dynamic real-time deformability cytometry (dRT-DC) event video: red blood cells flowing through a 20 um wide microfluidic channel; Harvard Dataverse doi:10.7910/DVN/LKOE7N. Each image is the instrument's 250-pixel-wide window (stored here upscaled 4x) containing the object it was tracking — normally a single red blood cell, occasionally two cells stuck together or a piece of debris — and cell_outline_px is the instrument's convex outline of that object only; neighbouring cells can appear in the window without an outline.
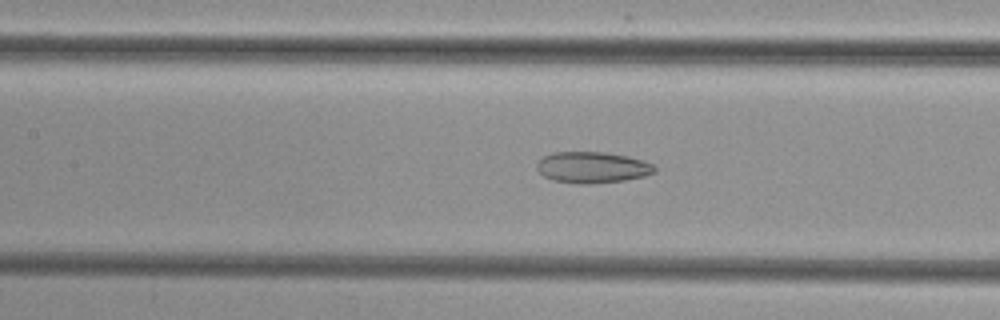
{"species": "common noctule bat (a hibernating species)", "species_latin": "Nyctalus noctula", "temperature_condition": "cold", "stored_images_in_passage": 36, "camera_frame_rate_fps": 3000, "um_per_image_px": 0.085, "animal": {"sex": "female", "body_mass_g": 29.2, "forearm_length_mm": 56.3}, "frame": {"image": 1, "passage_image": 17, "time_ms": 5.333, "image_size_px": [1000, 320], "cell_outline_px": [[656, 172], [644, 176], [624, 180], [588, 184], [580, 184], [552, 180], [544, 176], [536, 168], [536, 164], [544, 156], [552, 152], [608, 152], [628, 156], [644, 160], [652, 164], [656, 168]], "centroid_in_image_um": [50.36, 14.22], "position_along_channel_um": 157.0, "area_um2": 21.5}}
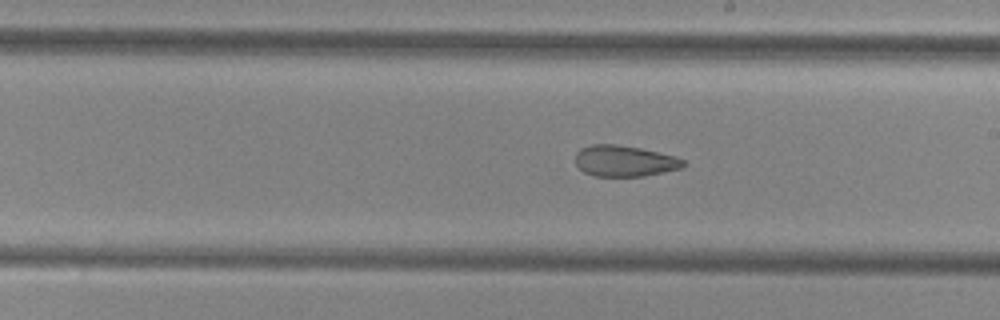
{"frame": {"image": 2, "passage_image": 23, "time_ms": 7.333, "image_size_px": [1000, 320], "cell_outline_px": [[684, 168], [644, 176], [596, 176], [584, 172], [576, 164], [576, 152], [580, 148], [592, 144], [616, 144], [640, 148], [672, 156], [684, 160]], "centroid_in_image_um": [53.06, 13.68], "position_along_channel_um": 235.9, "area_um2": 19.42}}
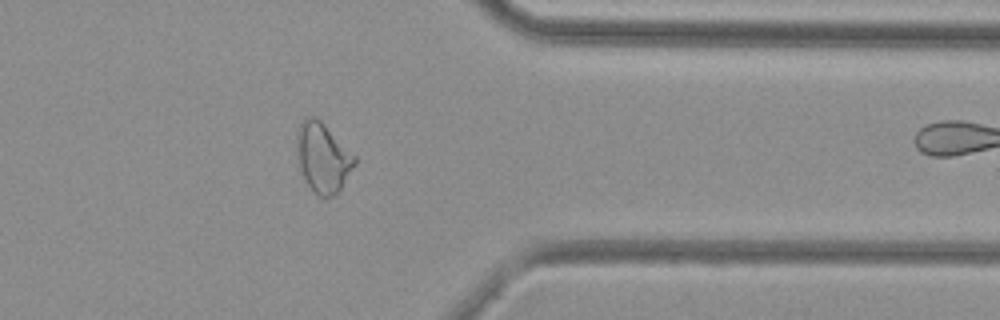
{"frame": {"image": 3, "passage_image": 35, "time_ms": 11.333, "image_size_px": [1000, 320], "cell_outline_px": [[356, 164], [340, 188], [332, 196], [320, 196], [304, 180], [300, 168], [296, 136], [300, 124], [308, 116], [316, 116], [356, 156]], "centroid_in_image_um": [27.45, 13.37], "position_along_channel_um": 383.9, "area_um2": 22.89}}